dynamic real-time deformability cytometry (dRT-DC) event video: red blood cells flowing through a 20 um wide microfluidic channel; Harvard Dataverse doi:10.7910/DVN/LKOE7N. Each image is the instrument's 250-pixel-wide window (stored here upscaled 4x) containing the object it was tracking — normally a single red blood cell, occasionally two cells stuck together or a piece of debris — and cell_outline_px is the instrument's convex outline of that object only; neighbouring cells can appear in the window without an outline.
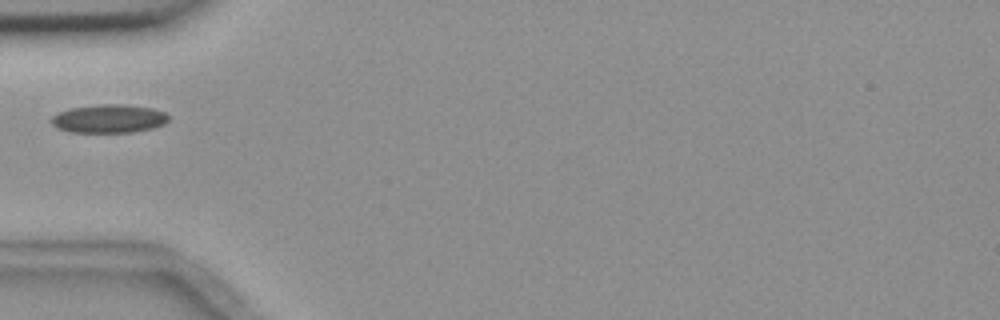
{"species": "common noctule bat (a hibernating species)", "species_latin": "Nyctalus noctula", "temperature_condition": "room temperature", "stored_images_in_passage": 1, "camera_frame_rate_fps": 3000, "um_per_image_px": 0.085, "animal": {"sex": "female", "body_mass_g": 18.4}, "frame": {"image": 1, "passage_image": 1, "time_ms": 0.0, "image_size_px": [1000, 320], "cell_outline_px": [[168, 120], [164, 124], [152, 128], [132, 132], [68, 132], [56, 128], [48, 120], [52, 116], [68, 108], [100, 104], [124, 104], [152, 108], [164, 112], [168, 116]], "centroid_in_image_um": [9.21, 10.08], "position_along_channel_um": 75.8, "area_um2": 19.54}}